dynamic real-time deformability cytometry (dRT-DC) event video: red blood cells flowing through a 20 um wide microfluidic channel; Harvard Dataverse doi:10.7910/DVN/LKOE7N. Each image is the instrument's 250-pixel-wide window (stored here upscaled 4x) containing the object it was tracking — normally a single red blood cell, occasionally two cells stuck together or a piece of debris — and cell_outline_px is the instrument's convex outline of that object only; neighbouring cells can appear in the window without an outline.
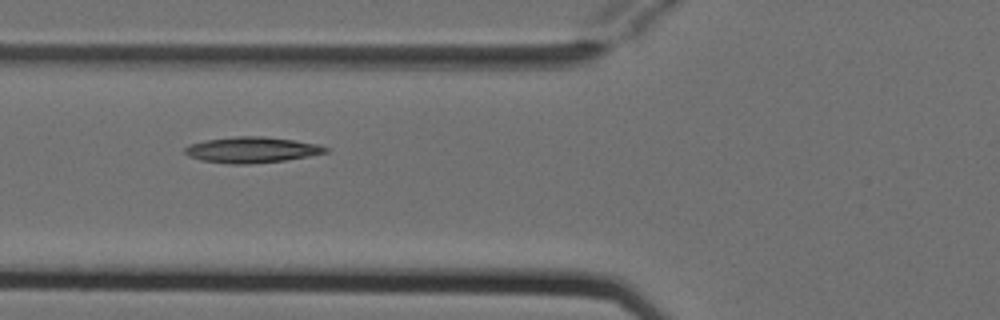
{"species": "Egyptian fruit bat (a non-hibernating species)", "species_latin": "Rousettus aegyptiacus", "temperature_condition": "cold", "stored_images_in_passage": 5, "camera_frame_rate_fps": 3000, "um_per_image_px": 0.085, "animal": {"sex": "female"}, "frame": {"image": 1, "passage_image": 3, "time_ms": 0.667, "image_size_px": [1000, 320], "cell_outline_px": [[328, 152], [308, 156], [284, 160], [248, 164], [232, 164], [200, 160], [188, 156], [184, 152], [184, 148], [188, 144], [204, 140], [236, 136], [264, 136], [320, 144], [328, 148]], "centroid_in_image_um": [21.36, 12.73], "position_along_channel_um": 104.4, "area_um2": 21.21}}
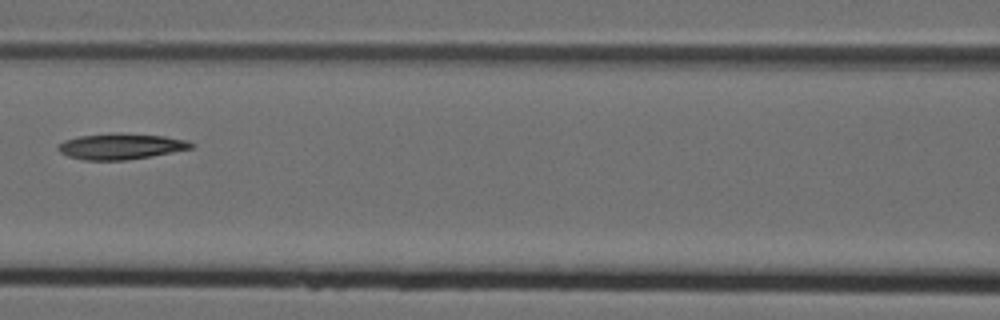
{"frame": {"image": 2, "passage_image": 4, "time_ms": 1.0, "image_size_px": [1000, 320], "cell_outline_px": [[196, 144], [192, 148], [172, 152], [124, 160], [84, 160], [68, 156], [60, 152], [56, 148], [64, 140], [80, 136], [112, 132], [120, 132], [164, 136], [188, 140]], "centroid_in_image_um": [10.27, 12.42], "position_along_channel_um": 156.3, "area_um2": 20.11}}
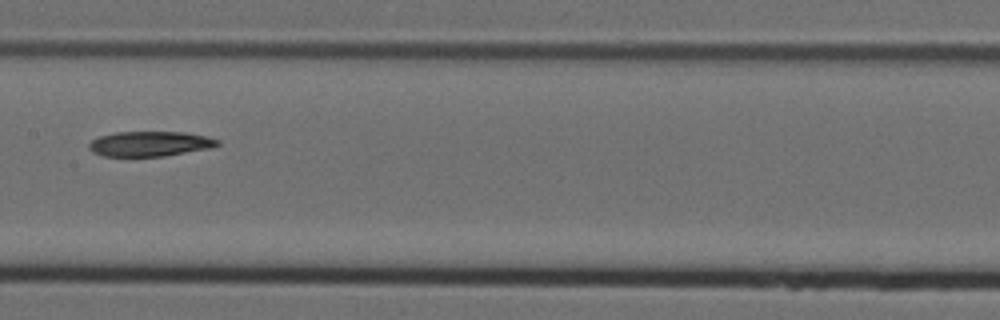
{"frame": {"image": 3, "passage_image": 5, "time_ms": 1.333, "image_size_px": [1000, 320], "cell_outline_px": [[220, 144], [212, 148], [164, 156], [104, 156], [92, 152], [88, 148], [88, 144], [92, 140], [100, 136], [116, 132], [184, 132], [208, 136], [220, 140]], "centroid_in_image_um": [12.77, 12.22], "position_along_channel_um": 194.6, "area_um2": 18.84}}